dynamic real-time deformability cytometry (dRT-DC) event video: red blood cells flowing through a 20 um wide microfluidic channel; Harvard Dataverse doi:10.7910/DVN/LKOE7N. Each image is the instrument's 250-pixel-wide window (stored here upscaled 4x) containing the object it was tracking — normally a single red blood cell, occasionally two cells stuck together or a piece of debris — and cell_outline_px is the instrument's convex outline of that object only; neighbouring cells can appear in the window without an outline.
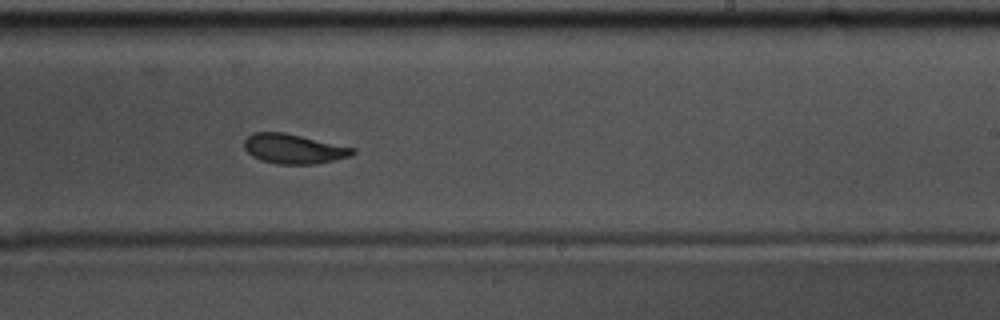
{"species": "common noctule bat (a hibernating species)", "species_latin": "Nyctalus noctula", "temperature_condition": "warm", "stored_images_in_passage": 42, "camera_frame_rate_fps": 3000, "um_per_image_px": 0.085, "animal": {"sex": "male", "body_mass_g": 17.5, "forearm_length_mm": 52.3}, "frame": {"image": 1, "passage_image": 19, "time_ms": 6.0, "image_size_px": [1000, 320], "cell_outline_px": [[356, 152], [348, 156], [336, 160], [316, 164], [276, 164], [260, 160], [252, 156], [244, 148], [244, 140], [252, 132], [284, 132], [356, 148]], "centroid_in_image_um": [24.95, 12.65], "position_along_channel_um": 264.0, "area_um2": 18.84}}
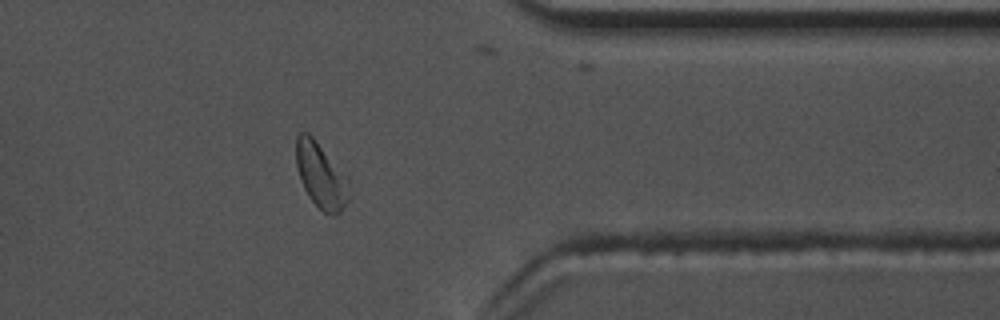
{"frame": {"image": 2, "passage_image": 30, "time_ms": 9.667, "image_size_px": [1000, 320], "cell_outline_px": [[352, 180], [348, 200], [340, 212], [336, 216], [332, 216], [324, 212], [308, 196], [300, 180], [296, 164], [296, 136], [300, 132], [308, 132], [312, 136]], "centroid_in_image_um": [27.32, 14.92], "position_along_channel_um": 384.1, "area_um2": 20.58}, "authors_computed_cell_mechanics": {"area_um2": 19.5653, "velocity_mm_per_s": 3.6054, "shape_relaxation_time_tau1_ms": 4.0663, "shape_relaxation_time_tau2_ms": 2.9344, "deformation_change_tau1": 0.1443, "deformation_change_tau2": 0.0875}}